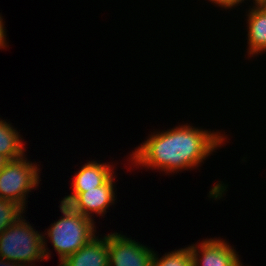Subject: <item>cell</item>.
I'll use <instances>...</instances> for the list:
<instances>
[{"instance_id": "obj_1", "label": "cell", "mask_w": 266, "mask_h": 266, "mask_svg": "<svg viewBox=\"0 0 266 266\" xmlns=\"http://www.w3.org/2000/svg\"><path fill=\"white\" fill-rule=\"evenodd\" d=\"M227 137L188 123L162 132H153L130 154L132 165L158 169L165 173L192 170L223 146ZM138 165V166H137ZM161 169V170H160Z\"/></svg>"}, {"instance_id": "obj_2", "label": "cell", "mask_w": 266, "mask_h": 266, "mask_svg": "<svg viewBox=\"0 0 266 266\" xmlns=\"http://www.w3.org/2000/svg\"><path fill=\"white\" fill-rule=\"evenodd\" d=\"M60 211L63 216L51 223L43 236V249L46 260L51 257L47 247V238L59 256V262L77 252L96 236L95 221L76 212L69 204L60 202ZM47 233V234H46ZM45 235L47 236L45 238ZM50 255V256H49Z\"/></svg>"}, {"instance_id": "obj_3", "label": "cell", "mask_w": 266, "mask_h": 266, "mask_svg": "<svg viewBox=\"0 0 266 266\" xmlns=\"http://www.w3.org/2000/svg\"><path fill=\"white\" fill-rule=\"evenodd\" d=\"M42 234L21 217L0 234V257L24 266L46 260Z\"/></svg>"}, {"instance_id": "obj_4", "label": "cell", "mask_w": 266, "mask_h": 266, "mask_svg": "<svg viewBox=\"0 0 266 266\" xmlns=\"http://www.w3.org/2000/svg\"><path fill=\"white\" fill-rule=\"evenodd\" d=\"M24 154L17 159L8 160L0 172V198L9 199L27 206L28 194L40 183V168L30 162Z\"/></svg>"}, {"instance_id": "obj_5", "label": "cell", "mask_w": 266, "mask_h": 266, "mask_svg": "<svg viewBox=\"0 0 266 266\" xmlns=\"http://www.w3.org/2000/svg\"><path fill=\"white\" fill-rule=\"evenodd\" d=\"M115 174L102 186L85 192H72L66 195L61 202L69 204L76 212L95 220L94 213L99 216L106 215L110 205L115 204Z\"/></svg>"}, {"instance_id": "obj_6", "label": "cell", "mask_w": 266, "mask_h": 266, "mask_svg": "<svg viewBox=\"0 0 266 266\" xmlns=\"http://www.w3.org/2000/svg\"><path fill=\"white\" fill-rule=\"evenodd\" d=\"M109 266H151L154 251L121 233L107 235Z\"/></svg>"}, {"instance_id": "obj_7", "label": "cell", "mask_w": 266, "mask_h": 266, "mask_svg": "<svg viewBox=\"0 0 266 266\" xmlns=\"http://www.w3.org/2000/svg\"><path fill=\"white\" fill-rule=\"evenodd\" d=\"M225 241L218 237L191 245L193 266H239L238 252Z\"/></svg>"}, {"instance_id": "obj_8", "label": "cell", "mask_w": 266, "mask_h": 266, "mask_svg": "<svg viewBox=\"0 0 266 266\" xmlns=\"http://www.w3.org/2000/svg\"><path fill=\"white\" fill-rule=\"evenodd\" d=\"M98 237L66 257L58 266H109L107 234L103 238Z\"/></svg>"}, {"instance_id": "obj_9", "label": "cell", "mask_w": 266, "mask_h": 266, "mask_svg": "<svg viewBox=\"0 0 266 266\" xmlns=\"http://www.w3.org/2000/svg\"><path fill=\"white\" fill-rule=\"evenodd\" d=\"M114 165L97 161H88L72 178V192H85L105 184L115 172Z\"/></svg>"}, {"instance_id": "obj_10", "label": "cell", "mask_w": 266, "mask_h": 266, "mask_svg": "<svg viewBox=\"0 0 266 266\" xmlns=\"http://www.w3.org/2000/svg\"><path fill=\"white\" fill-rule=\"evenodd\" d=\"M248 48L247 55L255 57L266 52V6L260 4L250 7L247 13Z\"/></svg>"}, {"instance_id": "obj_11", "label": "cell", "mask_w": 266, "mask_h": 266, "mask_svg": "<svg viewBox=\"0 0 266 266\" xmlns=\"http://www.w3.org/2000/svg\"><path fill=\"white\" fill-rule=\"evenodd\" d=\"M19 133L11 123L0 118V155L7 160L22 157L26 152Z\"/></svg>"}, {"instance_id": "obj_12", "label": "cell", "mask_w": 266, "mask_h": 266, "mask_svg": "<svg viewBox=\"0 0 266 266\" xmlns=\"http://www.w3.org/2000/svg\"><path fill=\"white\" fill-rule=\"evenodd\" d=\"M151 266H193V258L190 251V245L188 247L175 249L167 254H163L162 257H158V254L154 251L152 257Z\"/></svg>"}, {"instance_id": "obj_13", "label": "cell", "mask_w": 266, "mask_h": 266, "mask_svg": "<svg viewBox=\"0 0 266 266\" xmlns=\"http://www.w3.org/2000/svg\"><path fill=\"white\" fill-rule=\"evenodd\" d=\"M24 209L15 201L0 198V234L22 217Z\"/></svg>"}, {"instance_id": "obj_14", "label": "cell", "mask_w": 266, "mask_h": 266, "mask_svg": "<svg viewBox=\"0 0 266 266\" xmlns=\"http://www.w3.org/2000/svg\"><path fill=\"white\" fill-rule=\"evenodd\" d=\"M4 20H3V18H2V16H1V14H0V49L1 48H6L7 47V40H6V27H5V22H3Z\"/></svg>"}, {"instance_id": "obj_15", "label": "cell", "mask_w": 266, "mask_h": 266, "mask_svg": "<svg viewBox=\"0 0 266 266\" xmlns=\"http://www.w3.org/2000/svg\"><path fill=\"white\" fill-rule=\"evenodd\" d=\"M246 0H226V9H230L233 8L235 6H238V4L240 5V3L245 2ZM253 4L257 5L260 4L261 2L259 0H253Z\"/></svg>"}, {"instance_id": "obj_16", "label": "cell", "mask_w": 266, "mask_h": 266, "mask_svg": "<svg viewBox=\"0 0 266 266\" xmlns=\"http://www.w3.org/2000/svg\"><path fill=\"white\" fill-rule=\"evenodd\" d=\"M0 266H24V265L9 260H5L0 257Z\"/></svg>"}, {"instance_id": "obj_17", "label": "cell", "mask_w": 266, "mask_h": 266, "mask_svg": "<svg viewBox=\"0 0 266 266\" xmlns=\"http://www.w3.org/2000/svg\"><path fill=\"white\" fill-rule=\"evenodd\" d=\"M211 3H214L215 5H218L220 7H224L226 9V0H208Z\"/></svg>"}, {"instance_id": "obj_18", "label": "cell", "mask_w": 266, "mask_h": 266, "mask_svg": "<svg viewBox=\"0 0 266 266\" xmlns=\"http://www.w3.org/2000/svg\"><path fill=\"white\" fill-rule=\"evenodd\" d=\"M7 161L8 160L4 156L0 155V172L5 167V164L7 163Z\"/></svg>"}]
</instances>
